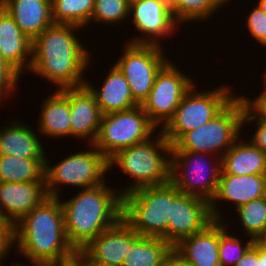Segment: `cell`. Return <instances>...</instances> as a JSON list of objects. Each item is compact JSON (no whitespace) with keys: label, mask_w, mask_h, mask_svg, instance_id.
I'll list each match as a JSON object with an SVG mask.
<instances>
[{"label":"cell","mask_w":266,"mask_h":266,"mask_svg":"<svg viewBox=\"0 0 266 266\" xmlns=\"http://www.w3.org/2000/svg\"><path fill=\"white\" fill-rule=\"evenodd\" d=\"M0 127V155L14 156L29 160H46L43 142L37 132L26 123L13 118ZM11 122V123H10ZM36 133V134H35Z\"/></svg>","instance_id":"cell-21"},{"label":"cell","mask_w":266,"mask_h":266,"mask_svg":"<svg viewBox=\"0 0 266 266\" xmlns=\"http://www.w3.org/2000/svg\"><path fill=\"white\" fill-rule=\"evenodd\" d=\"M234 266H260L259 246L254 242Z\"/></svg>","instance_id":"cell-38"},{"label":"cell","mask_w":266,"mask_h":266,"mask_svg":"<svg viewBox=\"0 0 266 266\" xmlns=\"http://www.w3.org/2000/svg\"><path fill=\"white\" fill-rule=\"evenodd\" d=\"M0 56L20 76L25 75L26 71L29 73L32 63V41L21 31L14 19L1 6Z\"/></svg>","instance_id":"cell-19"},{"label":"cell","mask_w":266,"mask_h":266,"mask_svg":"<svg viewBox=\"0 0 266 266\" xmlns=\"http://www.w3.org/2000/svg\"><path fill=\"white\" fill-rule=\"evenodd\" d=\"M142 105L128 110L102 114L93 145L107 159L123 148L146 141L157 131Z\"/></svg>","instance_id":"cell-10"},{"label":"cell","mask_w":266,"mask_h":266,"mask_svg":"<svg viewBox=\"0 0 266 266\" xmlns=\"http://www.w3.org/2000/svg\"><path fill=\"white\" fill-rule=\"evenodd\" d=\"M69 107L71 136L86 141V144H93L102 118L94 94L86 85L69 88Z\"/></svg>","instance_id":"cell-18"},{"label":"cell","mask_w":266,"mask_h":266,"mask_svg":"<svg viewBox=\"0 0 266 266\" xmlns=\"http://www.w3.org/2000/svg\"><path fill=\"white\" fill-rule=\"evenodd\" d=\"M29 262H30L29 263L30 265H28V264L25 265L26 262H24V264L22 262H19V263L16 262L15 264L11 263V266H53V265H51L49 263H44V262H40V261H31V260H29Z\"/></svg>","instance_id":"cell-42"},{"label":"cell","mask_w":266,"mask_h":266,"mask_svg":"<svg viewBox=\"0 0 266 266\" xmlns=\"http://www.w3.org/2000/svg\"><path fill=\"white\" fill-rule=\"evenodd\" d=\"M108 75L103 78L101 88L86 79L85 85L94 94L102 114L120 112L131 109L139 104L132 97L130 86L125 76L115 66H110ZM92 83V84H91Z\"/></svg>","instance_id":"cell-22"},{"label":"cell","mask_w":266,"mask_h":266,"mask_svg":"<svg viewBox=\"0 0 266 266\" xmlns=\"http://www.w3.org/2000/svg\"><path fill=\"white\" fill-rule=\"evenodd\" d=\"M21 76L0 56V105L8 96L12 98ZM13 94V95H12Z\"/></svg>","instance_id":"cell-33"},{"label":"cell","mask_w":266,"mask_h":266,"mask_svg":"<svg viewBox=\"0 0 266 266\" xmlns=\"http://www.w3.org/2000/svg\"><path fill=\"white\" fill-rule=\"evenodd\" d=\"M266 196V175H220L214 198L210 202L211 214L214 220H224L218 203L230 202L235 209L254 199ZM224 217V218H223Z\"/></svg>","instance_id":"cell-15"},{"label":"cell","mask_w":266,"mask_h":266,"mask_svg":"<svg viewBox=\"0 0 266 266\" xmlns=\"http://www.w3.org/2000/svg\"><path fill=\"white\" fill-rule=\"evenodd\" d=\"M15 246L14 224L0 218V264Z\"/></svg>","instance_id":"cell-37"},{"label":"cell","mask_w":266,"mask_h":266,"mask_svg":"<svg viewBox=\"0 0 266 266\" xmlns=\"http://www.w3.org/2000/svg\"><path fill=\"white\" fill-rule=\"evenodd\" d=\"M37 132L46 138H61L71 136V112L69 107V88L54 91L45 96L41 105ZM48 136V137H47ZM53 137V138H52Z\"/></svg>","instance_id":"cell-23"},{"label":"cell","mask_w":266,"mask_h":266,"mask_svg":"<svg viewBox=\"0 0 266 266\" xmlns=\"http://www.w3.org/2000/svg\"><path fill=\"white\" fill-rule=\"evenodd\" d=\"M246 28L257 43L266 47V13L257 5L246 16Z\"/></svg>","instance_id":"cell-34"},{"label":"cell","mask_w":266,"mask_h":266,"mask_svg":"<svg viewBox=\"0 0 266 266\" xmlns=\"http://www.w3.org/2000/svg\"><path fill=\"white\" fill-rule=\"evenodd\" d=\"M45 160L0 155V182L45 181Z\"/></svg>","instance_id":"cell-27"},{"label":"cell","mask_w":266,"mask_h":266,"mask_svg":"<svg viewBox=\"0 0 266 266\" xmlns=\"http://www.w3.org/2000/svg\"><path fill=\"white\" fill-rule=\"evenodd\" d=\"M213 221L209 201L181 193L173 185L171 218L168 220L167 227V242L172 247L182 239L201 232Z\"/></svg>","instance_id":"cell-14"},{"label":"cell","mask_w":266,"mask_h":266,"mask_svg":"<svg viewBox=\"0 0 266 266\" xmlns=\"http://www.w3.org/2000/svg\"><path fill=\"white\" fill-rule=\"evenodd\" d=\"M172 203L171 182L141 187L122 196V218L140 236L160 237L167 241Z\"/></svg>","instance_id":"cell-5"},{"label":"cell","mask_w":266,"mask_h":266,"mask_svg":"<svg viewBox=\"0 0 266 266\" xmlns=\"http://www.w3.org/2000/svg\"><path fill=\"white\" fill-rule=\"evenodd\" d=\"M108 165L109 170L117 166L133 180L118 189L122 196L141 187L163 185L170 182L171 144L160 130L146 141L116 152Z\"/></svg>","instance_id":"cell-4"},{"label":"cell","mask_w":266,"mask_h":266,"mask_svg":"<svg viewBox=\"0 0 266 266\" xmlns=\"http://www.w3.org/2000/svg\"><path fill=\"white\" fill-rule=\"evenodd\" d=\"M230 223L225 220H219V258L220 266H234L254 244V239L248 238L245 243L239 239V236L230 234ZM229 227V228H228Z\"/></svg>","instance_id":"cell-31"},{"label":"cell","mask_w":266,"mask_h":266,"mask_svg":"<svg viewBox=\"0 0 266 266\" xmlns=\"http://www.w3.org/2000/svg\"><path fill=\"white\" fill-rule=\"evenodd\" d=\"M130 4L127 0H95L91 22L102 23L110 28L129 21ZM127 19V20H126ZM123 21V22H122ZM117 25V26H116Z\"/></svg>","instance_id":"cell-32"},{"label":"cell","mask_w":266,"mask_h":266,"mask_svg":"<svg viewBox=\"0 0 266 266\" xmlns=\"http://www.w3.org/2000/svg\"><path fill=\"white\" fill-rule=\"evenodd\" d=\"M173 249L196 266H220L219 220H214L201 232L182 239Z\"/></svg>","instance_id":"cell-24"},{"label":"cell","mask_w":266,"mask_h":266,"mask_svg":"<svg viewBox=\"0 0 266 266\" xmlns=\"http://www.w3.org/2000/svg\"><path fill=\"white\" fill-rule=\"evenodd\" d=\"M254 242L263 250L266 251V230L260 234Z\"/></svg>","instance_id":"cell-41"},{"label":"cell","mask_w":266,"mask_h":266,"mask_svg":"<svg viewBox=\"0 0 266 266\" xmlns=\"http://www.w3.org/2000/svg\"><path fill=\"white\" fill-rule=\"evenodd\" d=\"M73 262L77 266H111L96 260H93L83 249L76 250Z\"/></svg>","instance_id":"cell-39"},{"label":"cell","mask_w":266,"mask_h":266,"mask_svg":"<svg viewBox=\"0 0 266 266\" xmlns=\"http://www.w3.org/2000/svg\"><path fill=\"white\" fill-rule=\"evenodd\" d=\"M178 68L170 59L156 74L149 96L142 104L144 112L158 130L173 117L180 101L195 84L191 76Z\"/></svg>","instance_id":"cell-12"},{"label":"cell","mask_w":266,"mask_h":266,"mask_svg":"<svg viewBox=\"0 0 266 266\" xmlns=\"http://www.w3.org/2000/svg\"><path fill=\"white\" fill-rule=\"evenodd\" d=\"M264 77L263 91L255 96L254 99L249 97L240 96L242 99L245 109L257 120L266 122V69Z\"/></svg>","instance_id":"cell-35"},{"label":"cell","mask_w":266,"mask_h":266,"mask_svg":"<svg viewBox=\"0 0 266 266\" xmlns=\"http://www.w3.org/2000/svg\"><path fill=\"white\" fill-rule=\"evenodd\" d=\"M253 121L256 122L254 124H256L255 128L257 129H254V134L252 137L250 136L249 141L266 154V122L255 119L246 109H244L242 127L246 124H251Z\"/></svg>","instance_id":"cell-36"},{"label":"cell","mask_w":266,"mask_h":266,"mask_svg":"<svg viewBox=\"0 0 266 266\" xmlns=\"http://www.w3.org/2000/svg\"><path fill=\"white\" fill-rule=\"evenodd\" d=\"M129 2V4L131 5L134 2L140 1V0H127Z\"/></svg>","instance_id":"cell-46"},{"label":"cell","mask_w":266,"mask_h":266,"mask_svg":"<svg viewBox=\"0 0 266 266\" xmlns=\"http://www.w3.org/2000/svg\"><path fill=\"white\" fill-rule=\"evenodd\" d=\"M130 21L140 36L131 37L127 43L136 45H156L164 47L161 42L172 35L180 25L175 21L169 0H140L130 5ZM179 26V27H178ZM142 35V36H141Z\"/></svg>","instance_id":"cell-13"},{"label":"cell","mask_w":266,"mask_h":266,"mask_svg":"<svg viewBox=\"0 0 266 266\" xmlns=\"http://www.w3.org/2000/svg\"><path fill=\"white\" fill-rule=\"evenodd\" d=\"M58 266H77V265L74 262H70V263L58 265Z\"/></svg>","instance_id":"cell-45"},{"label":"cell","mask_w":266,"mask_h":266,"mask_svg":"<svg viewBox=\"0 0 266 266\" xmlns=\"http://www.w3.org/2000/svg\"><path fill=\"white\" fill-rule=\"evenodd\" d=\"M0 6L31 41L54 24L51 0H0Z\"/></svg>","instance_id":"cell-20"},{"label":"cell","mask_w":266,"mask_h":266,"mask_svg":"<svg viewBox=\"0 0 266 266\" xmlns=\"http://www.w3.org/2000/svg\"><path fill=\"white\" fill-rule=\"evenodd\" d=\"M235 210L245 231L244 236L255 240L266 230V196L242 204Z\"/></svg>","instance_id":"cell-30"},{"label":"cell","mask_w":266,"mask_h":266,"mask_svg":"<svg viewBox=\"0 0 266 266\" xmlns=\"http://www.w3.org/2000/svg\"><path fill=\"white\" fill-rule=\"evenodd\" d=\"M15 249L24 260L53 266L73 262L60 198L47 197L14 225Z\"/></svg>","instance_id":"cell-2"},{"label":"cell","mask_w":266,"mask_h":266,"mask_svg":"<svg viewBox=\"0 0 266 266\" xmlns=\"http://www.w3.org/2000/svg\"><path fill=\"white\" fill-rule=\"evenodd\" d=\"M259 260H260V266H266V251H263L259 247Z\"/></svg>","instance_id":"cell-43"},{"label":"cell","mask_w":266,"mask_h":266,"mask_svg":"<svg viewBox=\"0 0 266 266\" xmlns=\"http://www.w3.org/2000/svg\"><path fill=\"white\" fill-rule=\"evenodd\" d=\"M165 266H173L170 262H168Z\"/></svg>","instance_id":"cell-47"},{"label":"cell","mask_w":266,"mask_h":266,"mask_svg":"<svg viewBox=\"0 0 266 266\" xmlns=\"http://www.w3.org/2000/svg\"><path fill=\"white\" fill-rule=\"evenodd\" d=\"M125 45L114 65L125 76L134 100L142 105L149 96L156 74L170 58L165 55L164 47L130 43Z\"/></svg>","instance_id":"cell-11"},{"label":"cell","mask_w":266,"mask_h":266,"mask_svg":"<svg viewBox=\"0 0 266 266\" xmlns=\"http://www.w3.org/2000/svg\"><path fill=\"white\" fill-rule=\"evenodd\" d=\"M80 190L66 201L59 197L66 235L75 250L85 248L122 217V195L117 188H111L105 181Z\"/></svg>","instance_id":"cell-3"},{"label":"cell","mask_w":266,"mask_h":266,"mask_svg":"<svg viewBox=\"0 0 266 266\" xmlns=\"http://www.w3.org/2000/svg\"><path fill=\"white\" fill-rule=\"evenodd\" d=\"M214 156L201 152L171 151L170 182L181 193L211 202L222 171L221 158Z\"/></svg>","instance_id":"cell-9"},{"label":"cell","mask_w":266,"mask_h":266,"mask_svg":"<svg viewBox=\"0 0 266 266\" xmlns=\"http://www.w3.org/2000/svg\"><path fill=\"white\" fill-rule=\"evenodd\" d=\"M140 237L121 217L101 232L83 250L93 259L111 266H122L128 248Z\"/></svg>","instance_id":"cell-16"},{"label":"cell","mask_w":266,"mask_h":266,"mask_svg":"<svg viewBox=\"0 0 266 266\" xmlns=\"http://www.w3.org/2000/svg\"><path fill=\"white\" fill-rule=\"evenodd\" d=\"M95 0H51L54 24L90 25Z\"/></svg>","instance_id":"cell-29"},{"label":"cell","mask_w":266,"mask_h":266,"mask_svg":"<svg viewBox=\"0 0 266 266\" xmlns=\"http://www.w3.org/2000/svg\"><path fill=\"white\" fill-rule=\"evenodd\" d=\"M197 85L184 95L173 117L160 129L171 146L188 131L212 120L236 97L230 85L200 91Z\"/></svg>","instance_id":"cell-7"},{"label":"cell","mask_w":266,"mask_h":266,"mask_svg":"<svg viewBox=\"0 0 266 266\" xmlns=\"http://www.w3.org/2000/svg\"><path fill=\"white\" fill-rule=\"evenodd\" d=\"M244 103L236 97L212 120L185 133L171 151L201 152L222 157L242 136Z\"/></svg>","instance_id":"cell-6"},{"label":"cell","mask_w":266,"mask_h":266,"mask_svg":"<svg viewBox=\"0 0 266 266\" xmlns=\"http://www.w3.org/2000/svg\"><path fill=\"white\" fill-rule=\"evenodd\" d=\"M47 197L45 181L0 182V218L15 225Z\"/></svg>","instance_id":"cell-17"},{"label":"cell","mask_w":266,"mask_h":266,"mask_svg":"<svg viewBox=\"0 0 266 266\" xmlns=\"http://www.w3.org/2000/svg\"><path fill=\"white\" fill-rule=\"evenodd\" d=\"M232 0H169L172 15L181 26L193 21L200 23L211 20V16L218 13L224 5Z\"/></svg>","instance_id":"cell-28"},{"label":"cell","mask_w":266,"mask_h":266,"mask_svg":"<svg viewBox=\"0 0 266 266\" xmlns=\"http://www.w3.org/2000/svg\"><path fill=\"white\" fill-rule=\"evenodd\" d=\"M169 262L173 266H196L195 264L183 259L174 249L170 254Z\"/></svg>","instance_id":"cell-40"},{"label":"cell","mask_w":266,"mask_h":266,"mask_svg":"<svg viewBox=\"0 0 266 266\" xmlns=\"http://www.w3.org/2000/svg\"><path fill=\"white\" fill-rule=\"evenodd\" d=\"M82 29L71 24H53L46 28L32 41L30 72L54 83L58 90L85 85L84 75L92 56L79 37L76 38Z\"/></svg>","instance_id":"cell-1"},{"label":"cell","mask_w":266,"mask_h":266,"mask_svg":"<svg viewBox=\"0 0 266 266\" xmlns=\"http://www.w3.org/2000/svg\"><path fill=\"white\" fill-rule=\"evenodd\" d=\"M172 250L163 238L140 236L128 248L122 266H165Z\"/></svg>","instance_id":"cell-26"},{"label":"cell","mask_w":266,"mask_h":266,"mask_svg":"<svg viewBox=\"0 0 266 266\" xmlns=\"http://www.w3.org/2000/svg\"><path fill=\"white\" fill-rule=\"evenodd\" d=\"M90 149L78 151L60 159L57 164L45 160V188L49 197H60L61 186L91 188L104 183L109 172L108 159L93 144Z\"/></svg>","instance_id":"cell-8"},{"label":"cell","mask_w":266,"mask_h":266,"mask_svg":"<svg viewBox=\"0 0 266 266\" xmlns=\"http://www.w3.org/2000/svg\"><path fill=\"white\" fill-rule=\"evenodd\" d=\"M257 6L266 13V0H258Z\"/></svg>","instance_id":"cell-44"},{"label":"cell","mask_w":266,"mask_h":266,"mask_svg":"<svg viewBox=\"0 0 266 266\" xmlns=\"http://www.w3.org/2000/svg\"><path fill=\"white\" fill-rule=\"evenodd\" d=\"M221 168L220 175H266V154L240 136L221 157Z\"/></svg>","instance_id":"cell-25"}]
</instances>
